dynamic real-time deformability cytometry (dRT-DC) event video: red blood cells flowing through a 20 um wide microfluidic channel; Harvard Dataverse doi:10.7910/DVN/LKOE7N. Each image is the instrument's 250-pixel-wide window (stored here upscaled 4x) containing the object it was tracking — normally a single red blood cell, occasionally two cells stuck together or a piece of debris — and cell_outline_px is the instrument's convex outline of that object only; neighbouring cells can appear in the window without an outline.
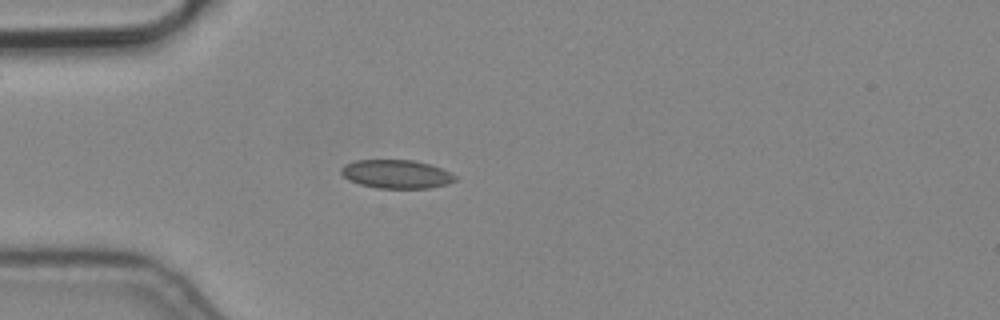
{"species": "common noctule bat (a hibernating species)", "species_latin": "Nyctalus noctula", "temperature_condition": "cold", "stored_images_in_passage": 3, "camera_frame_rate_fps": 3000, "um_per_image_px": 0.085, "animal": {"sex": "male", "body_mass_g": 19.2, "forearm_length_mm": 51.8}, "frame": {"image": 1, "passage_image": 3, "time_ms": 0.667, "image_size_px": [1000, 320], "cell_outline_px": [[456, 180], [448, 184], [428, 188], [376, 188], [360, 184], [348, 180], [340, 172], [340, 168], [344, 164], [356, 160], [412, 160], [428, 164], [440, 168], [456, 176]], "centroid_in_image_um": [33.65, 14.8], "position_along_channel_um": 51.3, "area_um2": 18.9}}